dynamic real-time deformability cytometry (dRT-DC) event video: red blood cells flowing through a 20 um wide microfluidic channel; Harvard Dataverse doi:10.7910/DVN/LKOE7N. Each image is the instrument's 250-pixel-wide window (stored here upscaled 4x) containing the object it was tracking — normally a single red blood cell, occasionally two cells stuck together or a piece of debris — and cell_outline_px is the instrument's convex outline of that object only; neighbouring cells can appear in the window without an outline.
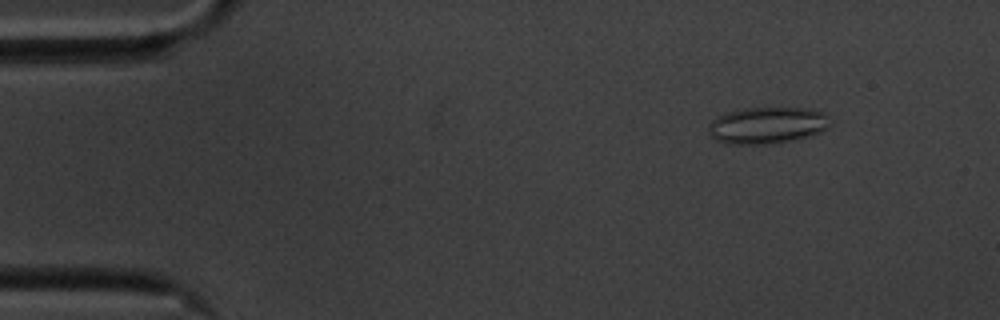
{"species": "common noctule bat (a hibernating species)", "species_latin": "Nyctalus noctula", "temperature_condition": "cold", "stored_images_in_passage": 57, "camera_frame_rate_fps": 3000, "um_per_image_px": 0.085, "animal": {"sex": "male", "body_mass_g": 20.1, "forearm_length_mm": 53.5}, "frame": {"image": 1, "passage_image": 7, "time_ms": 2.0, "image_size_px": [1000, 320], "cell_outline_px": [[828, 116], [824, 128], [808, 136], [792, 140], [772, 144], [724, 144], [716, 140], [712, 136], [708, 128], [708, 124], [716, 116], [728, 112], [744, 108], [812, 108], [824, 112]], "centroid_in_image_um": [65.13, 10.65], "position_along_channel_um": 19.9, "area_um2": 25.78}}
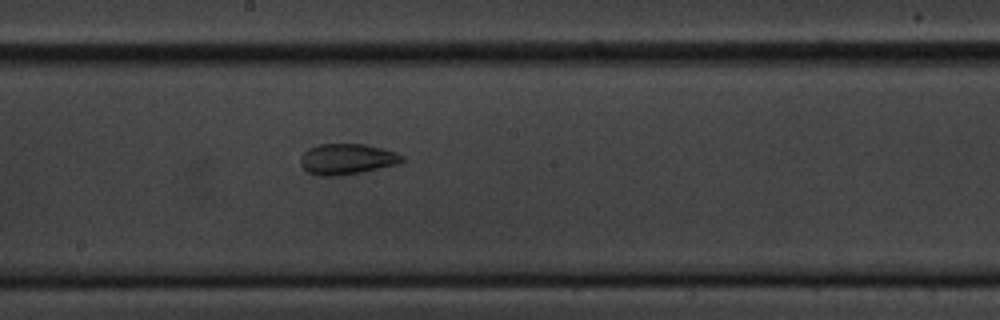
{"frame": {"image": 2, "passage_image": 31, "time_ms": 10.0, "image_size_px": [1000, 320], "cell_outline_px": [[404, 160], [396, 164], [336, 176], [320, 176], [308, 172], [300, 164], [300, 156], [308, 148], [320, 144], [364, 144], [396, 152], [404, 156]], "centroid_in_image_um": [29.44, 13.51], "position_along_channel_um": 218.8, "area_um2": 17.86}}
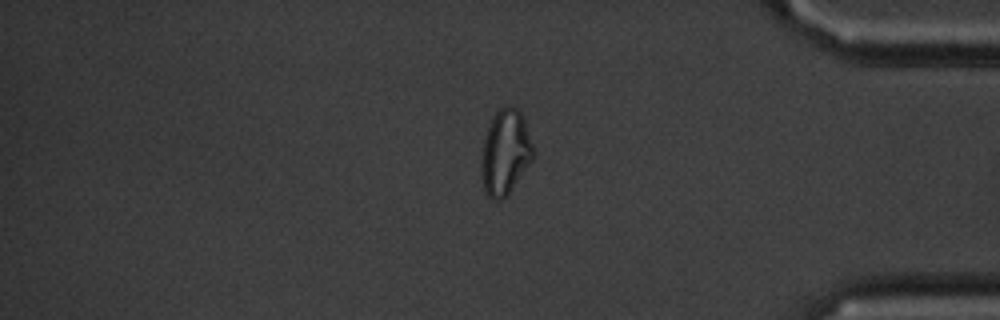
{"frame": {"image": 3, "passage_image": 48, "time_ms": 15.667, "image_size_px": [1000, 320], "cell_outline_px": [[536, 152], [532, 160], [508, 196], [500, 200], [492, 200], [488, 196], [484, 188], [480, 172], [480, 160], [484, 140], [492, 116], [500, 108], [508, 104], [516, 108], [524, 116]], "centroid_in_image_um": [42.96, 12.95], "position_along_channel_um": 392.2, "area_um2": 26.3}, "authors_computed_cell_mechanics": {"area_um2": 23.12, "velocity_mm_per_s": 3.5037, "shape_relaxation_time_tau1_ms": null, "shape_relaxation_time_tau2_ms": 1.9296, "deformation_change_tau1": null, "deformation_change_tau2": 0.0813}}